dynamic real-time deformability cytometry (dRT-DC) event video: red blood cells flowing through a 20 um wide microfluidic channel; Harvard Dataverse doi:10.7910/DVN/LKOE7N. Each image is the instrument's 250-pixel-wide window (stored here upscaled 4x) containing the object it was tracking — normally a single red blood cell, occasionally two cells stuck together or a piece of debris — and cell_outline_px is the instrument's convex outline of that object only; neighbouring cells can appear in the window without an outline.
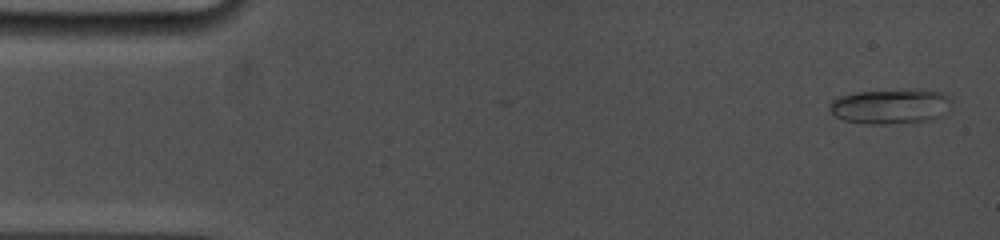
{"species": "common noctule bat (a hibernating species)", "species_latin": "Nyctalus noctula", "temperature_condition": "cold", "stored_images_in_passage": 11, "camera_frame_rate_fps": 5000, "um_per_image_px": 0.085, "animal": {"sex": "female", "body_mass_g": 19.0, "forearm_length_mm": 53.3}, "frame": {"image": 1, "passage_image": 1, "time_ms": 0.0, "image_size_px": [1000, 240], "cell_outline_px": [[948, 112], [932, 120], [884, 124], [864, 124], [844, 120], [836, 116], [828, 108], [828, 104], [832, 100], [840, 96], [856, 92], [912, 88], [940, 92], [948, 96]], "centroid_in_image_um": [75.66, 9.03], "position_along_channel_um": 9.3, "area_um2": 25.03}}
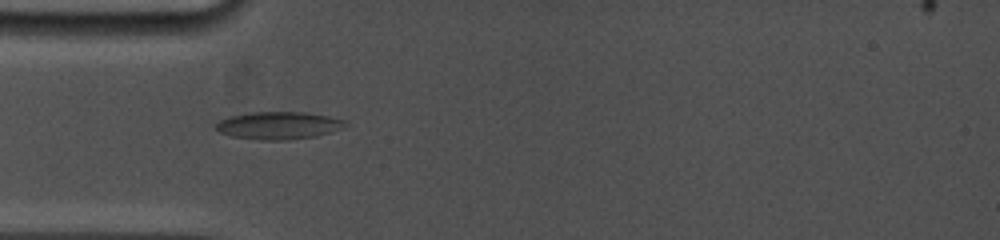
{"frame": {"image": 2, "passage_image": 9, "time_ms": 4.4, "image_size_px": [1000, 240], "cell_outline_px": [[348, 120], [344, 128], [316, 136], [288, 140], [264, 140], [232, 136], [220, 132], [216, 128], [216, 124], [220, 120], [228, 116], [248, 112], [304, 112], [328, 116]], "centroid_in_image_um": [23.7, 10.65], "position_along_channel_um": 61.3, "area_um2": 20.81}}
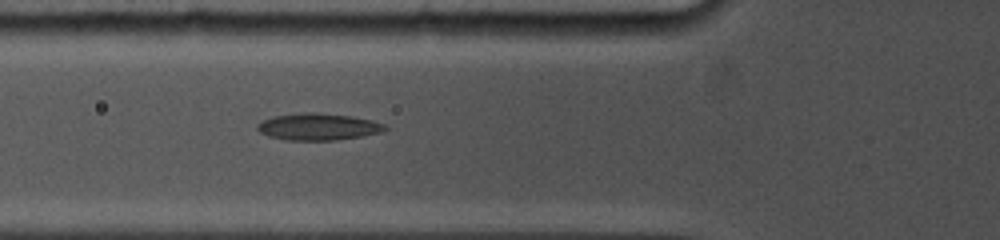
{"frame": {"image": 3, "passage_image": 11, "time_ms": 5.4, "image_size_px": [1000, 240], "cell_outline_px": [[388, 128], [384, 132], [336, 140], [288, 140], [268, 136], [260, 132], [256, 128], [256, 124], [272, 116], [304, 112], [312, 112], [352, 116], [372, 120], [384, 124]], "centroid_in_image_um": [27.04, 10.77], "position_along_channel_um": 98.8, "area_um2": 20.0}}